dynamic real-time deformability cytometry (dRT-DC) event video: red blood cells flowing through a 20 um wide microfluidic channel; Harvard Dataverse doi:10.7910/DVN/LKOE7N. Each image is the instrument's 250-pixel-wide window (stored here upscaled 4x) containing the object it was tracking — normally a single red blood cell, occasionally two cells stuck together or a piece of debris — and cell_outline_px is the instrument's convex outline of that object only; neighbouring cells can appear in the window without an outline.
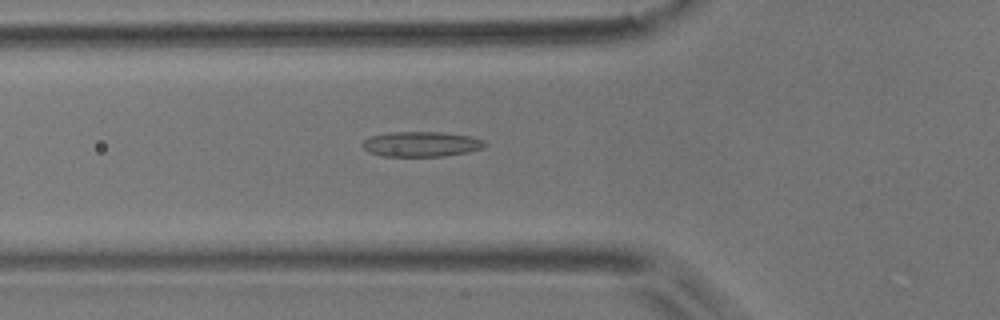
{"species": "common noctule bat (a hibernating species)", "species_latin": "Nyctalus noctula", "temperature_condition": "room temperature", "stored_images_in_passage": 44, "camera_frame_rate_fps": 3000, "um_per_image_px": 0.085, "animal": {"sex": "male", "body_mass_g": 17.9}, "frame": {"image": 1, "passage_image": 18, "time_ms": 5.667, "image_size_px": [1000, 320], "cell_outline_px": [[488, 144], [484, 148], [468, 152], [444, 156], [384, 156], [368, 152], [360, 144], [364, 140], [372, 136], [392, 132], [440, 132], [472, 136], [484, 140]], "centroid_in_image_um": [35.85, 12.25], "position_along_channel_um": 90.0, "area_um2": 17.98}}
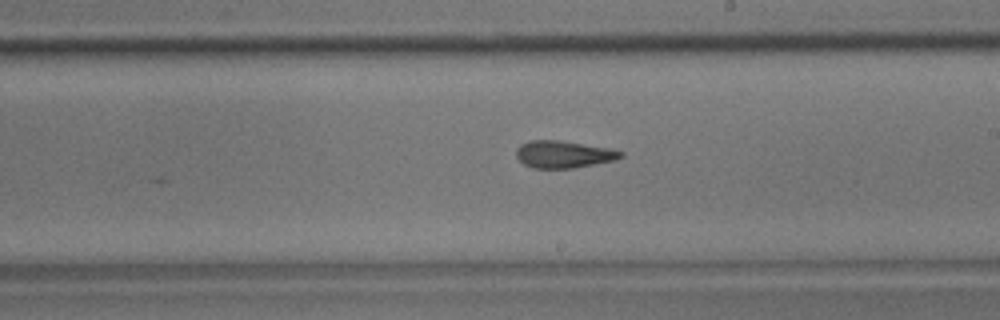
{"frame": {"image": 2, "passage_image": 30, "time_ms": 9.667, "image_size_px": [1000, 320], "cell_outline_px": [[624, 156], [616, 160], [596, 164], [572, 168], [532, 168], [524, 164], [516, 156], [516, 148], [520, 144], [528, 140], [556, 140], [612, 148], [624, 152]], "centroid_in_image_um": [47.92, 13.11], "position_along_channel_um": 241.1, "area_um2": 16.7}}
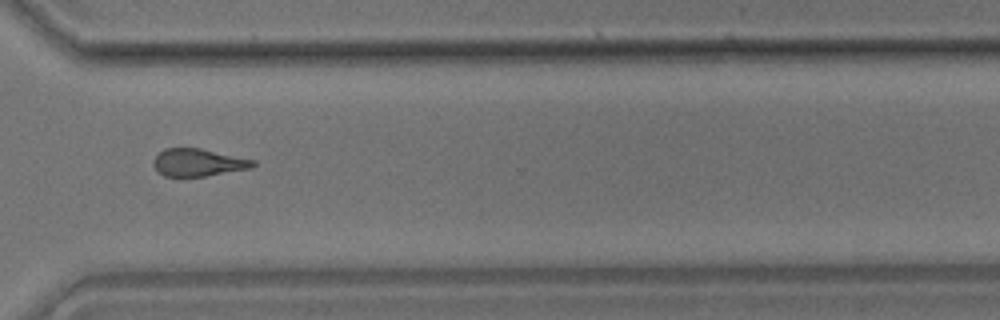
{"frame": {"image": 3, "passage_image": 39, "time_ms": 12.667, "image_size_px": [1000, 320], "cell_outline_px": [[256, 164], [252, 168], [180, 180], [164, 176], [152, 164], [152, 160], [164, 148], [200, 148], [256, 160]], "centroid_in_image_um": [16.81, 13.85], "position_along_channel_um": 353.8, "area_um2": 16.47}, "authors_computed_cell_mechanics": {"area_um2": 16.7909, "velocity_mm_per_s": 3.753, "shape_relaxation_time_tau1_ms": null, "shape_relaxation_time_tau2_ms": 2.8874, "deformation_change_tau1": null, "deformation_change_tau2": 0.1161}}